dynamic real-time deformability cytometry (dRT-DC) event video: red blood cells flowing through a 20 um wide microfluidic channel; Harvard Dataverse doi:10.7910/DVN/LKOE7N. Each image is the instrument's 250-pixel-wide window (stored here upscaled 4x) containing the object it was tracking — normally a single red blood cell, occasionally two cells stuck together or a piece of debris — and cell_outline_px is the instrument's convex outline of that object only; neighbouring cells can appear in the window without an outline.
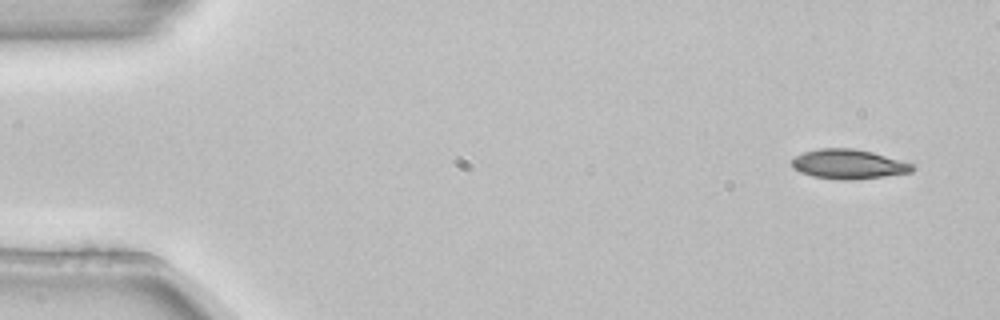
{"species": "common noctule bat (a hibernating species)", "species_latin": "Nyctalus noctula", "temperature_condition": "room temperature", "stored_images_in_passage": 5, "camera_frame_rate_fps": 3000, "um_per_image_px": 0.085, "animal": {"sex": "female", "body_mass_g": 22.7, "forearm_length_mm": 54.2}, "frame": {"image": 1, "passage_image": 1, "time_ms": 0.0, "image_size_px": [1000, 320], "cell_outline_px": [[916, 168], [912, 172], [884, 176], [848, 180], [840, 180], [812, 176], [800, 172], [792, 168], [792, 160], [796, 156], [804, 152], [820, 148], [852, 148], [872, 152], [916, 164]], "centroid_in_image_um": [72.15, 13.95], "position_along_channel_um": 12.8, "area_um2": 20.81}}